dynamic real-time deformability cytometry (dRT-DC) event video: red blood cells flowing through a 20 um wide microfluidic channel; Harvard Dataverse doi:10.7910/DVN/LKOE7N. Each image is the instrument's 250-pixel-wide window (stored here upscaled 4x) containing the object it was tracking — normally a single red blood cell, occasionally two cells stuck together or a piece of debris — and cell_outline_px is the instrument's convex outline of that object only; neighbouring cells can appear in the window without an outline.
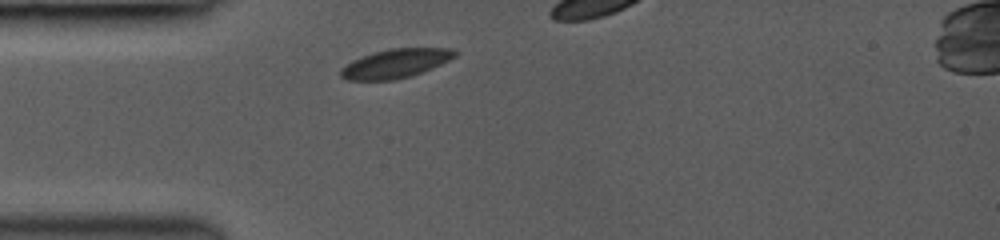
{"species": "common noctule bat (a hibernating species)", "species_latin": "Nyctalus noctula", "temperature_condition": "room temperature", "stored_images_in_passage": 2, "camera_frame_rate_fps": 3000, "um_per_image_px": 0.085, "animal": {"sex": "female", "body_mass_g": 19.0, "forearm_length_mm": 53.3}, "frame": {"image": 1, "passage_image": 1, "time_ms": 0.0, "image_size_px": [1000, 240], "cell_outline_px": [[456, 56], [424, 72], [412, 76], [392, 80], [348, 80], [340, 76], [340, 68], [352, 60], [376, 52], [392, 48], [452, 48], [456, 52]], "centroid_in_image_um": [33.62, 5.4], "position_along_channel_um": 51.4, "area_um2": 19.13}}